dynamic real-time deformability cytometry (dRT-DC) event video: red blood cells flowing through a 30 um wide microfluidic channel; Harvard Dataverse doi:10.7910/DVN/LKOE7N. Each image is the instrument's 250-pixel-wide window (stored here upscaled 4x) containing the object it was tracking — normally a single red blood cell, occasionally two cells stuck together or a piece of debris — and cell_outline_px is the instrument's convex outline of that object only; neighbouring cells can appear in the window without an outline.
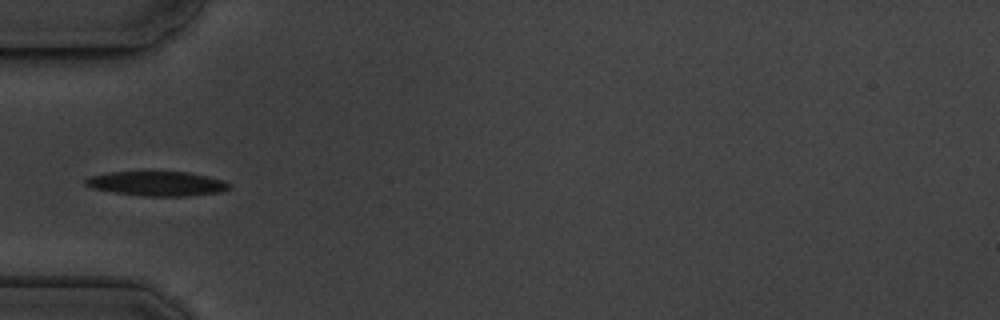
{"species": "common noctule bat (a hibernating species)", "species_latin": "Nyctalus noctula", "temperature_condition": "cold", "stored_images_in_passage": 4, "camera_frame_rate_fps": 3000, "um_per_image_px": 0.085, "animal": {"sex": "male", "body_mass_g": 19.5, "forearm_length_mm": 54.6}, "frame": {"image": 1, "passage_image": 3, "time_ms": 3.333, "image_size_px": [1000, 320], "cell_outline_px": [[232, 188], [220, 192], [188, 196], [144, 196], [112, 192], [92, 188], [84, 184], [84, 180], [88, 176], [112, 172], [188, 172], [208, 176], [224, 180], [232, 184]], "centroid_in_image_um": [13.38, 15.61], "position_along_channel_um": 71.6, "area_um2": 20.69}}